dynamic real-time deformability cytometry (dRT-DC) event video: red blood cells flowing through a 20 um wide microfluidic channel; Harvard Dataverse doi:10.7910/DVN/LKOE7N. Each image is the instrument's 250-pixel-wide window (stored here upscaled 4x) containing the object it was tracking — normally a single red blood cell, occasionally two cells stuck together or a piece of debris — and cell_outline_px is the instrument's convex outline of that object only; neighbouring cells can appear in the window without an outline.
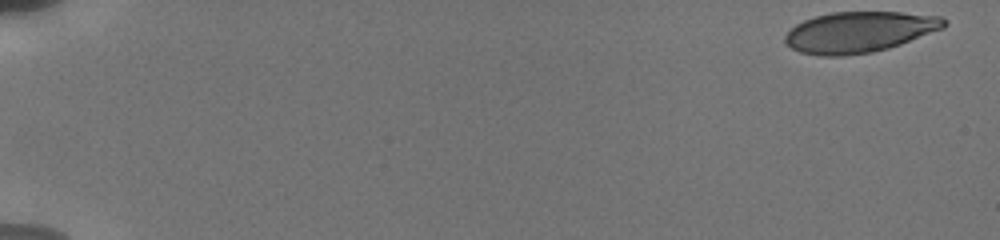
{"species": "human", "species_latin": "Homo sapiens", "temperature_condition": "cold", "stored_images_in_passage": 23, "camera_frame_rate_fps": 3000, "um_per_image_px": 0.085, "donor": {"sex": "male"}, "frame": {"image": 1, "passage_image": 1, "time_ms": 0.0, "image_size_px": [1000, 240], "cell_outline_px": [[948, 24], [944, 28], [900, 44], [888, 48], [872, 52], [844, 56], [820, 56], [800, 52], [792, 48], [784, 40], [784, 36], [796, 24], [804, 20], [816, 16], [832, 12], [900, 12], [940, 16]], "centroid_in_image_um": [73.03, 2.72], "position_along_channel_um": 12.0, "area_um2": 37.69}}
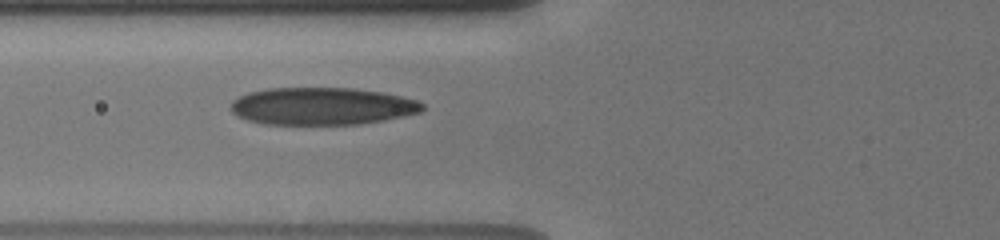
{"frame": {"image": 2, "passage_image": 20, "time_ms": 7.0, "image_size_px": [1000, 240], "cell_outline_px": [[424, 108], [420, 112], [384, 120], [360, 124], [264, 124], [248, 120], [236, 116], [228, 108], [232, 100], [248, 92], [268, 88], [352, 88], [380, 92], [400, 96], [416, 100], [424, 104]], "centroid_in_image_um": [27.31, 9.02], "position_along_channel_um": 98.5, "area_um2": 41.79}}
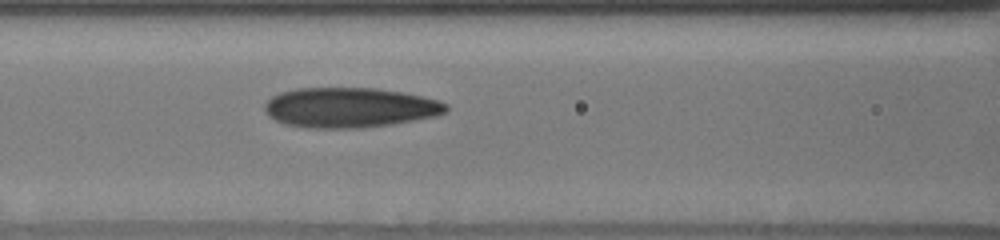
{"frame": {"image": 3, "passage_image": 23, "time_ms": 8.0, "image_size_px": [1000, 240], "cell_outline_px": [[448, 108], [444, 112], [436, 116], [392, 124], [356, 128], [308, 128], [284, 124], [276, 120], [264, 108], [264, 104], [272, 96], [280, 92], [296, 88], [376, 88], [424, 96], [440, 100], [448, 104]], "centroid_in_image_um": [29.74, 9.14], "position_along_channel_um": 136.9, "area_um2": 42.25}}